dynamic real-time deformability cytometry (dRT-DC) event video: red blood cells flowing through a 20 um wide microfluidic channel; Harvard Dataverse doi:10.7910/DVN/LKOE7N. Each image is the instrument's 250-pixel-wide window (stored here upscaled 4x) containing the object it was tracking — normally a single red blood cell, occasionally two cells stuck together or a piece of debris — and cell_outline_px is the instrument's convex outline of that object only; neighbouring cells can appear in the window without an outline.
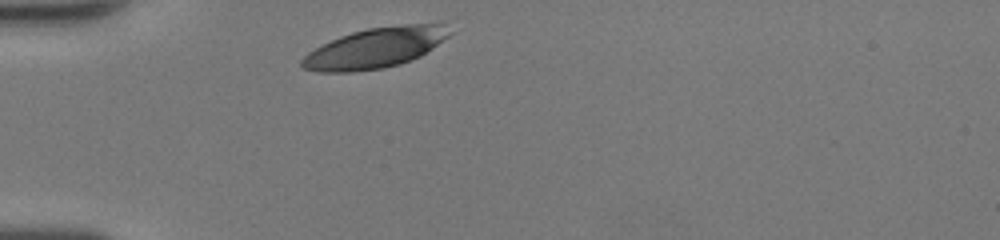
{"species": "human", "species_latin": "Homo sapiens", "temperature_condition": "room temperature", "stored_images_in_passage": 28, "camera_frame_rate_fps": 3000, "um_per_image_px": 0.085, "donor": {"sex": "female"}, "frame": {"image": 1, "passage_image": 1, "time_ms": 0.0, "image_size_px": [1000, 240], "cell_outline_px": [[456, 32], [420, 56], [400, 64], [384, 68], [352, 72], [316, 72], [300, 68], [300, 60], [308, 52], [340, 36], [352, 32], [368, 28], [404, 24], [444, 24]], "centroid_in_image_um": [31.9, 4.08], "position_along_channel_um": 53.1, "area_um2": 34.8}}
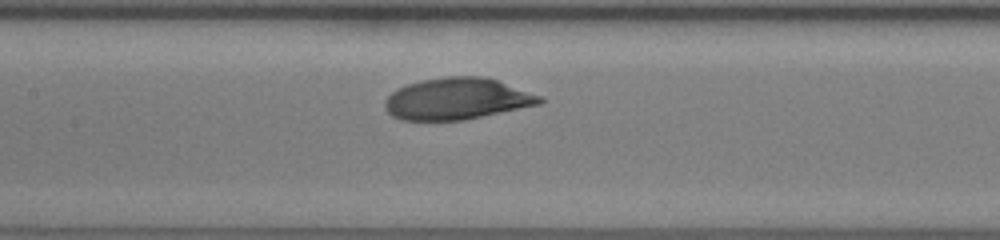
{"frame": {"image": 2, "passage_image": 11, "time_ms": 3.333, "image_size_px": [1000, 240], "cell_outline_px": [[544, 100], [540, 104], [464, 120], [400, 120], [392, 116], [384, 108], [384, 100], [396, 88], [420, 80], [444, 76], [484, 76], [496, 80], [540, 96]], "centroid_in_image_um": [38.78, 8.4], "position_along_channel_um": 168.6, "area_um2": 37.45}}
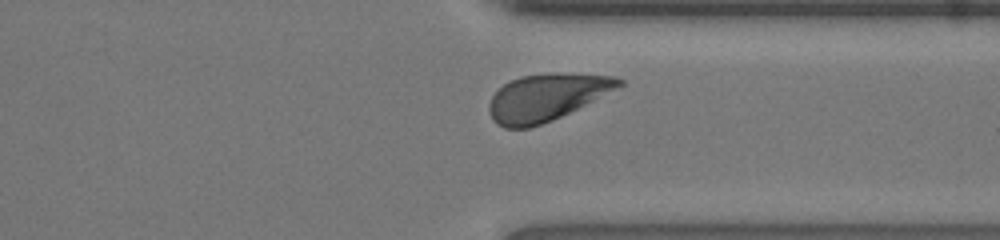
{"frame": {"image": 3, "passage_image": 25, "time_ms": 8.0, "image_size_px": [1000, 240], "cell_outline_px": [[624, 84], [552, 120], [528, 128], [504, 128], [496, 124], [492, 120], [488, 112], [488, 104], [492, 96], [504, 84], [520, 76], [548, 72], [556, 72], [616, 76], [624, 80]], "centroid_in_image_um": [46.4, 8.25], "position_along_channel_um": 365.0, "area_um2": 35.26}, "authors_computed_cell_mechanics": {"area_um2": 37.4255, "velocity_mm_per_s": 4.1741, "shape_relaxation_time_tau1_ms": 2.1457, "shape_relaxation_time_tau2_ms": null, "deformation_change_tau1": 0.1325, "deformation_change_tau2": null}}